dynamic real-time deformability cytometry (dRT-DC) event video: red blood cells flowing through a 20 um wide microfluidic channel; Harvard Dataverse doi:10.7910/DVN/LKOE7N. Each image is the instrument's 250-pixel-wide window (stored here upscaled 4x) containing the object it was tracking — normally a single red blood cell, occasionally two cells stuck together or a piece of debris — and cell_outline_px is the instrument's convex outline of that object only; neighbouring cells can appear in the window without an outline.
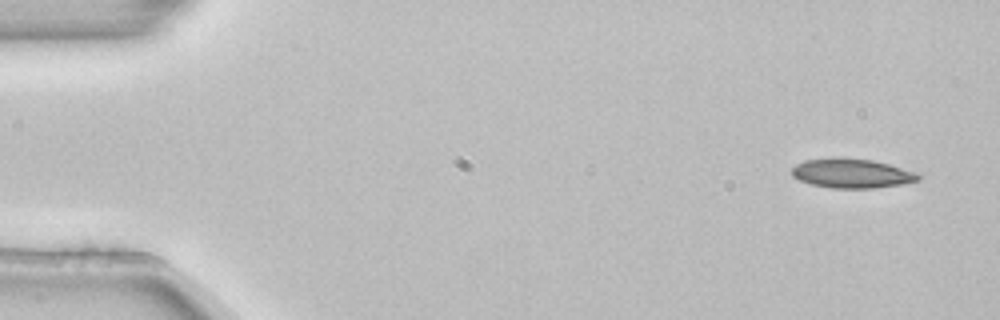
{"species": "common noctule bat (a hibernating species)", "species_latin": "Nyctalus noctula", "temperature_condition": "room temperature", "stored_images_in_passage": 3, "camera_frame_rate_fps": 3000, "um_per_image_px": 0.085, "animal": {"sex": "female", "body_mass_g": 22.7, "forearm_length_mm": 54.2}, "frame": {"image": 1, "passage_image": 1, "time_ms": 0.0, "image_size_px": [1000, 320], "cell_outline_px": [[920, 180], [904, 184], [876, 188], [832, 188], [812, 184], [800, 180], [792, 176], [792, 168], [796, 164], [804, 160], [832, 156], [872, 160], [888, 164], [916, 172], [920, 176]], "centroid_in_image_um": [72.39, 14.72], "position_along_channel_um": 12.6, "area_um2": 21.85}}
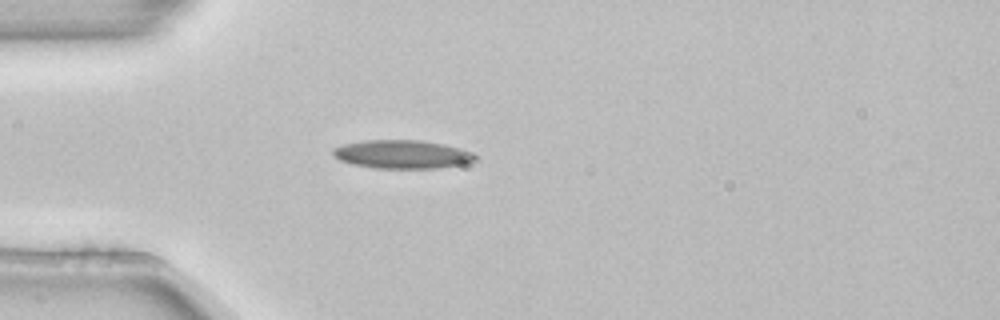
{"frame": {"image": 2, "passage_image": 3, "time_ms": 0.667, "image_size_px": [1000, 320], "cell_outline_px": [[476, 160], [464, 164], [436, 168], [376, 168], [352, 164], [340, 160], [332, 156], [332, 148], [344, 144], [364, 140], [420, 140], [444, 144], [460, 148], [472, 152], [476, 156]], "centroid_in_image_um": [34.17, 13.11], "position_along_channel_um": 50.8, "area_um2": 23.64}}